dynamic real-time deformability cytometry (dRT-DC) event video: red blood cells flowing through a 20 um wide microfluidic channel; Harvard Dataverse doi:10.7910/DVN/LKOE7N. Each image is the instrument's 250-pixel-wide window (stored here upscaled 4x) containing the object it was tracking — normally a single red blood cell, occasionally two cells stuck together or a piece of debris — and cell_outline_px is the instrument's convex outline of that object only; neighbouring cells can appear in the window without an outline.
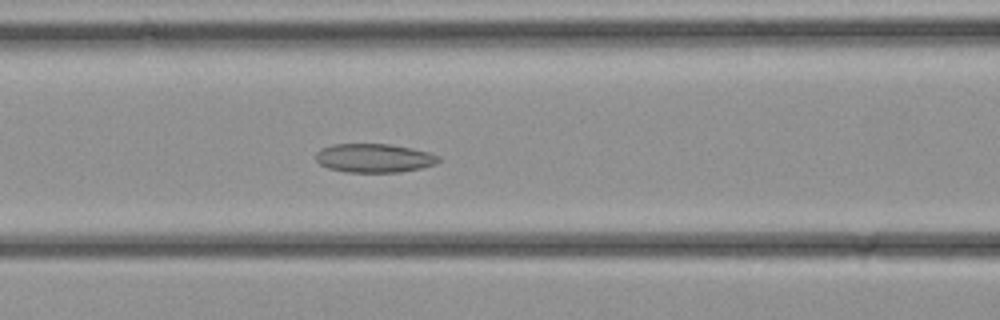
{"species": "common noctule bat (a hibernating species)", "species_latin": "Nyctalus noctula", "temperature_condition": "cold", "stored_images_in_passage": 27, "camera_frame_rate_fps": 3000, "um_per_image_px": 0.085, "animal": {"sex": "female", "body_mass_g": 21.9}, "frame": {"image": 1, "passage_image": 6, "time_ms": 1.667, "image_size_px": [1000, 320], "cell_outline_px": [[440, 160], [436, 164], [420, 168], [400, 172], [348, 172], [328, 168], [320, 164], [316, 160], [316, 152], [320, 148], [332, 144], [388, 144], [412, 148], [428, 152], [440, 156]], "centroid_in_image_um": [31.79, 13.43], "position_along_channel_um": 134.8, "area_um2": 20.63}}
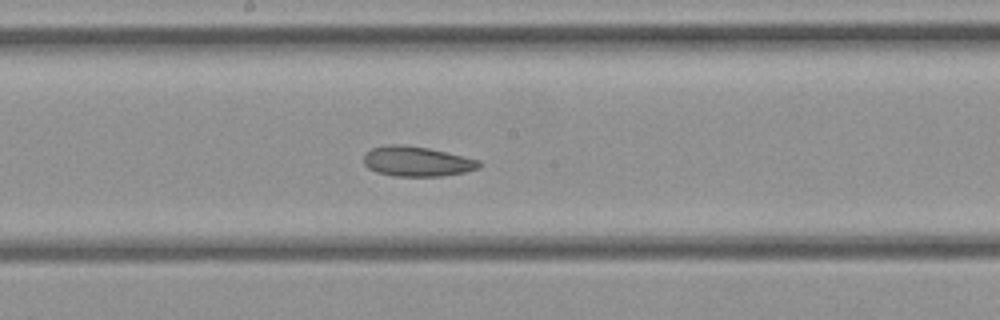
{"frame": {"image": 2, "passage_image": 10, "time_ms": 3.0, "image_size_px": [1000, 320], "cell_outline_px": [[480, 168], [464, 172], [440, 176], [396, 176], [376, 172], [368, 168], [364, 164], [364, 152], [372, 148], [388, 144], [400, 144], [428, 148], [464, 156], [480, 160]], "centroid_in_image_um": [35.41, 13.71], "position_along_channel_um": 212.8, "area_um2": 20.17}}
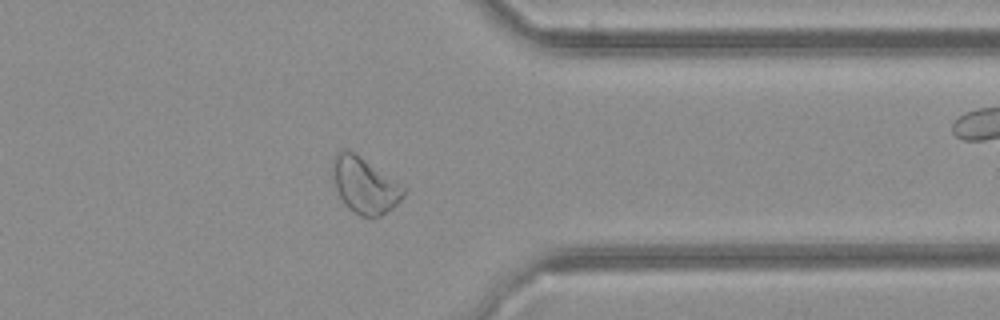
{"frame": {"image": 3, "passage_image": 19, "time_ms": 6.0, "image_size_px": [1000, 320], "cell_outline_px": [[404, 196], [392, 208], [380, 216], [360, 216], [352, 212], [344, 204], [336, 188], [332, 176], [332, 156], [340, 148], [348, 148], [360, 156], [404, 188]], "centroid_in_image_um": [30.91, 15.72], "position_along_channel_um": 380.5, "area_um2": 22.89}}